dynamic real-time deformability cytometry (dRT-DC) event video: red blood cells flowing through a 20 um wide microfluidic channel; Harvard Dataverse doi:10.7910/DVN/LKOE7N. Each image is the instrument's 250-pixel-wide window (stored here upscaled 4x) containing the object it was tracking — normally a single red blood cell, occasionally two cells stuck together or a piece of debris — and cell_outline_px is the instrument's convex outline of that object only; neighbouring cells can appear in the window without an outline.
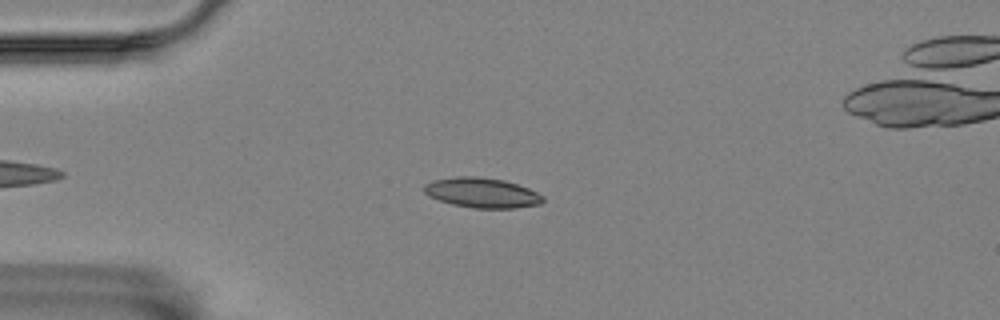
{"species": "Egyptian fruit bat (a non-hibernating species)", "species_latin": "Rousettus aegyptiacus", "temperature_condition": "room temperature", "stored_images_in_passage": 52, "camera_frame_rate_fps": 3000, "um_per_image_px": 0.085, "animal": {"sex": "female"}, "frame": {"image": 1, "passage_image": 14, "time_ms": 4.333, "image_size_px": [1000, 320], "cell_outline_px": [[544, 200], [540, 204], [516, 208], [472, 208], [452, 204], [428, 196], [424, 192], [424, 184], [432, 180], [456, 176], [476, 176], [504, 180], [528, 188], [544, 196]], "centroid_in_image_um": [40.95, 16.38], "position_along_channel_um": 44.0, "area_um2": 20.81}}
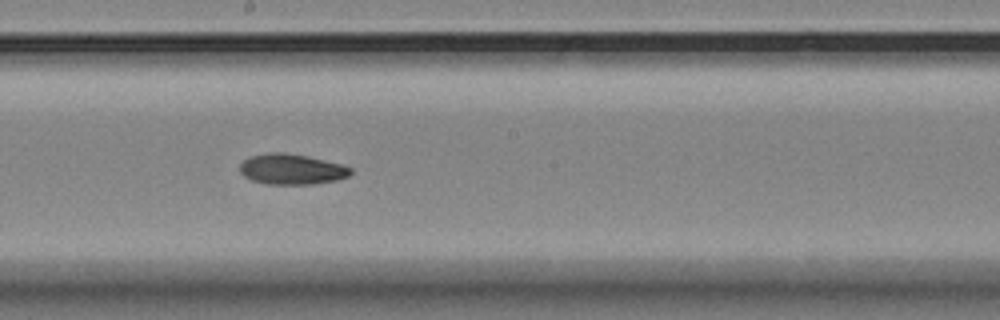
{"frame": {"image": 2, "passage_image": 31, "time_ms": 10.0, "image_size_px": [1000, 320], "cell_outline_px": [[352, 172], [348, 176], [336, 180], [312, 184], [264, 184], [252, 180], [244, 176], [240, 172], [240, 164], [244, 160], [252, 156], [272, 152], [284, 152], [308, 156], [344, 164], [352, 168]], "centroid_in_image_um": [24.81, 14.38], "position_along_channel_um": 223.4, "area_um2": 19.77}}
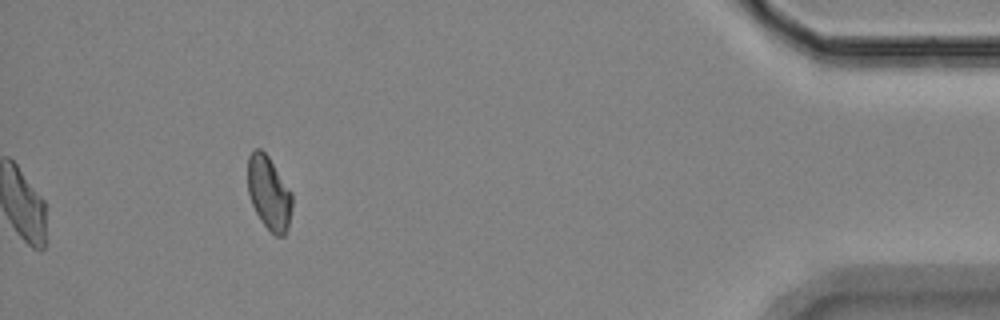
{"frame": {"image": 3, "passage_image": 52, "time_ms": 17.0, "image_size_px": [1000, 320], "cell_outline_px": [[292, 204], [288, 228], [284, 236], [276, 236], [260, 220], [252, 204], [248, 192], [248, 156], [256, 148], [260, 148], [268, 156], [292, 192]], "centroid_in_image_um": [22.86, 16.41], "position_along_channel_um": 412.3, "area_um2": 18.9}, "authors_computed_cell_mechanics": {"area_um2": 19.9699, "velocity_mm_per_s": 3.5176, "shape_relaxation_time_tau1_ms": 5.526, "shape_relaxation_time_tau2_ms": 8.3906, "deformation_change_tau1": 0.1065, "deformation_change_tau2": 0.1165}}